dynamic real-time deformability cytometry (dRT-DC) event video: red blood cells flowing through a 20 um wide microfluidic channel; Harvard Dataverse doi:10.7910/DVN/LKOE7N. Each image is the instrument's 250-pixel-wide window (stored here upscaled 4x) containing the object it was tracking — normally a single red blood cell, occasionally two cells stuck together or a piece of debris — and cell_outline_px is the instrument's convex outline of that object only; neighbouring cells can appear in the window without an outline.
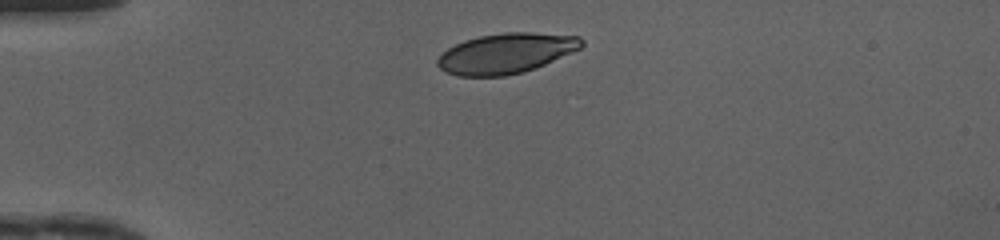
{"species": "human", "species_latin": "Homo sapiens", "temperature_condition": "cold", "stored_images_in_passage": 30, "camera_frame_rate_fps": 3000, "um_per_image_px": 0.085, "donor": {"sex": "female"}, "frame": {"image": 1, "passage_image": 1, "time_ms": 0.0, "image_size_px": [1000, 240], "cell_outline_px": [[584, 44], [580, 48], [536, 68], [524, 72], [504, 76], [460, 76], [444, 72], [436, 64], [436, 60], [448, 48], [464, 40], [480, 36], [504, 32], [532, 32], [580, 36], [584, 40]], "centroid_in_image_um": [43.01, 4.53], "position_along_channel_um": 42.0, "area_um2": 33.76}}
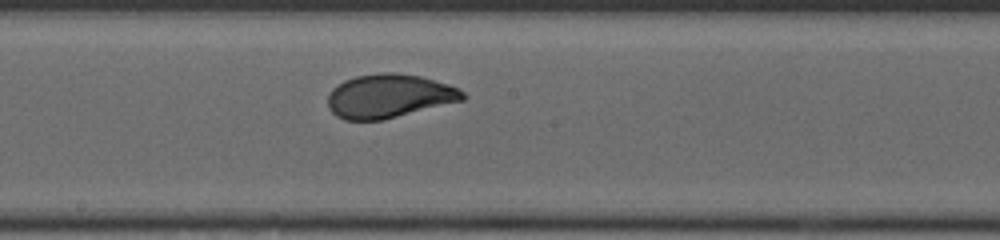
{"frame": {"image": 2, "passage_image": 16, "time_ms": 5.0, "image_size_px": [1000, 240], "cell_outline_px": [[468, 96], [464, 100], [384, 120], [344, 120], [336, 116], [328, 108], [328, 96], [332, 88], [344, 80], [356, 76], [380, 72], [396, 72], [420, 76], [448, 84], [460, 88]], "centroid_in_image_um": [33.08, 8.16], "position_along_channel_um": 215.1, "area_um2": 34.74}}
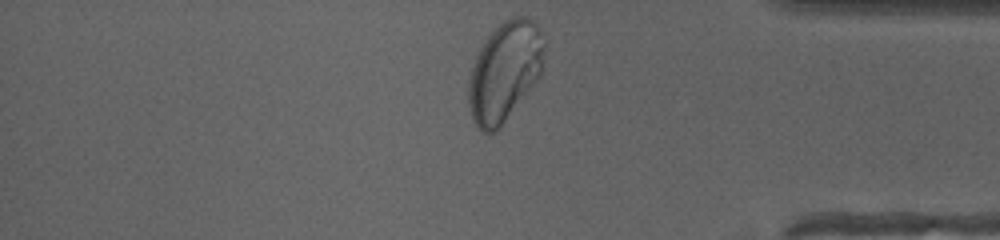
{"frame": {"image": 3, "passage_image": 30, "time_ms": 9.667, "image_size_px": [1000, 240], "cell_outline_px": [[548, 44], [540, 76], [500, 128], [496, 132], [480, 132], [472, 116], [468, 104], [468, 80], [476, 56], [480, 48], [488, 36], [504, 20], [512, 16], [524, 16], [532, 20], [540, 28]], "centroid_in_image_um": [42.94, 6.06], "position_along_channel_um": 392.3, "area_um2": 44.27}, "authors_computed_cell_mechanics": {"area_um2": 34.5066, "velocity_mm_per_s": 4.1649, "shape_relaxation_time_tau1_ms": 2.5727, "shape_relaxation_time_tau2_ms": null, "deformation_change_tau1": 0.142, "deformation_change_tau2": null}}